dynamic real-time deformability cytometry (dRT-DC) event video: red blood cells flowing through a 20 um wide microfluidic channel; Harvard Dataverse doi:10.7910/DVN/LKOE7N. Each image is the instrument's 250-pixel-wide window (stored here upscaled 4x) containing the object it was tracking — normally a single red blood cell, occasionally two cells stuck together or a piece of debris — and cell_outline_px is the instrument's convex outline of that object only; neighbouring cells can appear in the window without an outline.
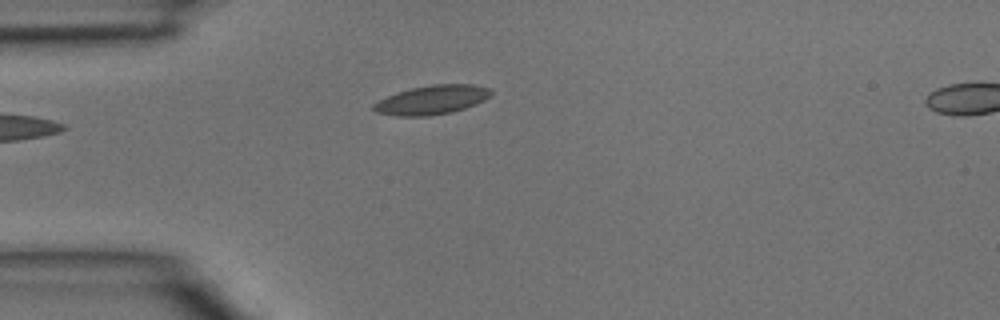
{"species": "common noctule bat (a hibernating species)", "species_latin": "Nyctalus noctula", "temperature_condition": "room temperature", "stored_images_in_passage": 3, "segment_of_instrument_passage": [1, 2], "camera_frame_rate_fps": 3000, "um_per_image_px": 0.085, "animal": {"sex": "male", "body_mass_g": 15.6}, "frame": {"image": 1, "passage_image": 2, "time_ms": 0.333, "image_size_px": [1000, 320], "cell_outline_px": [[492, 92], [484, 100], [476, 104], [452, 112], [428, 116], [396, 116], [376, 112], [372, 108], [372, 104], [388, 96], [412, 88], [432, 84], [472, 84], [488, 88]], "centroid_in_image_um": [36.7, 8.49], "position_along_channel_um": 48.3, "area_um2": 19.65}}